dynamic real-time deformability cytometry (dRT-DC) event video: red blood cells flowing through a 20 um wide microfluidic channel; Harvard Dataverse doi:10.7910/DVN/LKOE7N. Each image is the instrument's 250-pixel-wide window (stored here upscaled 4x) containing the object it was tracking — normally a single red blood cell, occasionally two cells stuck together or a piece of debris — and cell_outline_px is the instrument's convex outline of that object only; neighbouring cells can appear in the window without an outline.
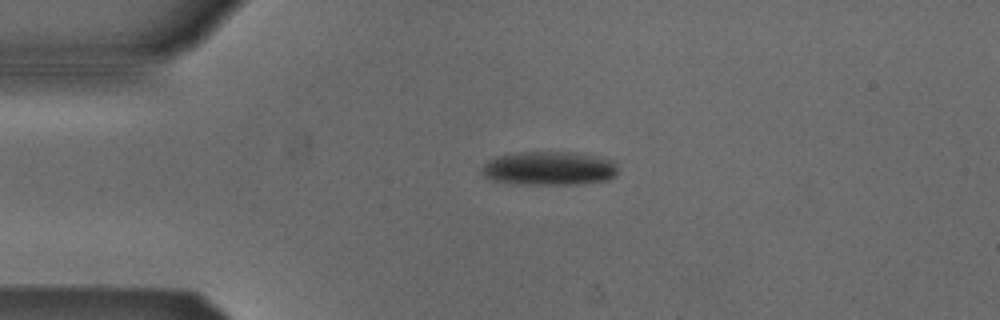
{"species": "Egyptian fruit bat (a non-hibernating species)", "species_latin": "Rousettus aegyptiacus", "temperature_condition": "cold", "stored_images_in_passage": 41, "camera_frame_rate_fps": 3000, "um_per_image_px": 0.085, "animal": {"sex": "male"}, "frame": {"image": 1, "passage_image": 6, "time_ms": 1.667, "image_size_px": [1000, 320], "cell_outline_px": [[616, 172], [608, 180], [580, 184], [512, 184], [492, 180], [484, 176], [480, 172], [480, 168], [488, 160], [496, 156], [524, 152], [568, 152], [596, 156], [616, 160]], "centroid_in_image_um": [46.64, 14.32], "position_along_channel_um": 38.4, "area_um2": 26.93}}
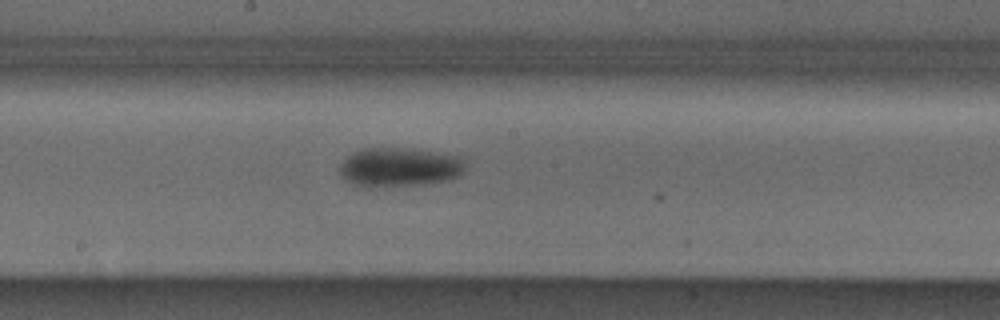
{"frame": {"image": 2, "passage_image": 22, "time_ms": 7.0, "image_size_px": [1000, 320], "cell_outline_px": [[464, 168], [456, 176], [448, 180], [428, 184], [384, 188], [360, 188], [344, 180], [340, 176], [340, 164], [352, 152], [364, 148], [404, 148], [460, 156]], "centroid_in_image_um": [33.84, 14.25], "position_along_channel_um": 214.4, "area_um2": 29.02}}
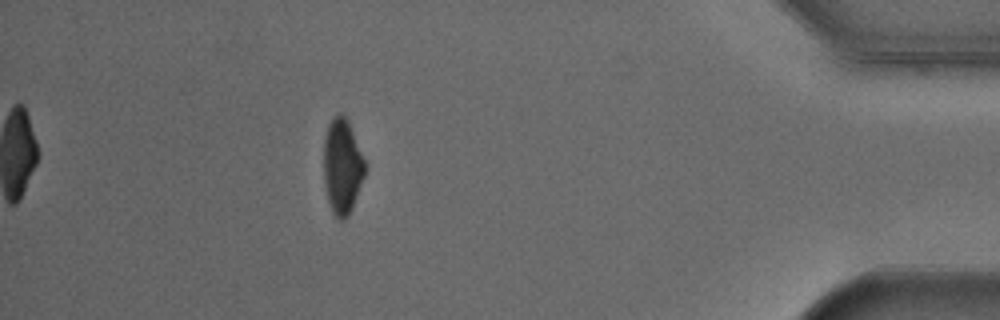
{"frame": {"image": 3, "passage_image": 41, "time_ms": 13.333, "image_size_px": [1000, 320], "cell_outline_px": [[364, 176], [352, 208], [348, 216], [344, 220], [340, 220], [332, 212], [328, 200], [324, 184], [324, 140], [328, 124], [340, 112], [348, 120], [364, 160]], "centroid_in_image_um": [29.07, 14.16], "position_along_channel_um": 406.1, "area_um2": 22.48}, "authors_computed_cell_mechanics": {"area_um2": 27.3394, "velocity_mm_per_s": 3.8664, "shape_relaxation_time_tau1_ms": 2.952, "shape_relaxation_time_tau2_ms": null, "deformation_change_tau1": 0.0956, "deformation_change_tau2": null}}